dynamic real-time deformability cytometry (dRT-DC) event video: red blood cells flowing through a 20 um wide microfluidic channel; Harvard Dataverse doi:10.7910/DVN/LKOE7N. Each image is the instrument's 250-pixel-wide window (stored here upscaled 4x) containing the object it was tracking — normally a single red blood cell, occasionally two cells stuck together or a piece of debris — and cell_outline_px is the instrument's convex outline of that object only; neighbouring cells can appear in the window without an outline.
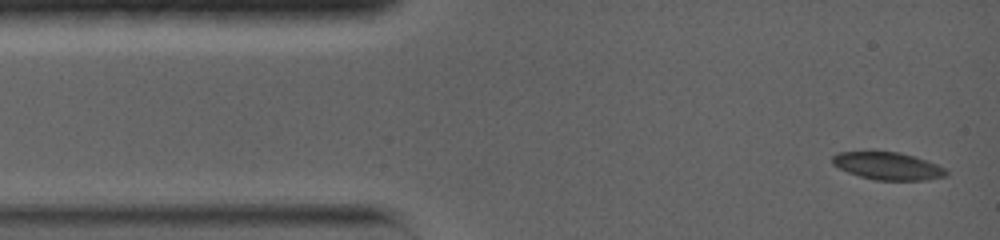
{"species": "common noctule bat (a hibernating species)", "species_latin": "Nyctalus noctula", "temperature_condition": "warm", "stored_images_in_passage": 23, "camera_frame_rate_fps": 5000, "um_per_image_px": 0.085, "animal": {"sex": "female", "body_mass_g": 19.0, "forearm_length_mm": 56.7}, "frame": {"image": 1, "passage_image": 1, "time_ms": 0.0, "image_size_px": [1000, 240], "cell_outline_px": [[948, 176], [924, 180], [876, 180], [860, 176], [848, 172], [832, 164], [832, 156], [840, 152], [900, 152], [916, 156], [936, 164], [944, 168], [948, 172]], "centroid_in_image_um": [75.49, 14.11], "position_along_channel_um": 9.5, "area_um2": 18.15}}
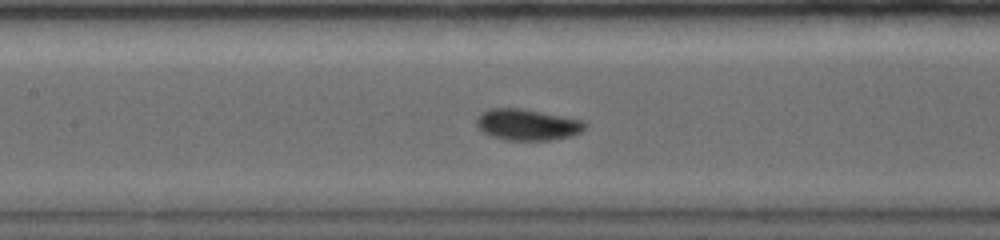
{"frame": {"image": 2, "passage_image": 10, "time_ms": 5.8, "image_size_px": [1000, 240], "cell_outline_px": [[588, 124], [580, 132], [572, 136], [552, 140], [508, 140], [492, 136], [484, 132], [476, 124], [476, 116], [492, 108], [520, 108], [584, 120]], "centroid_in_image_um": [44.85, 10.6], "position_along_channel_um": 162.5, "area_um2": 19.65}}
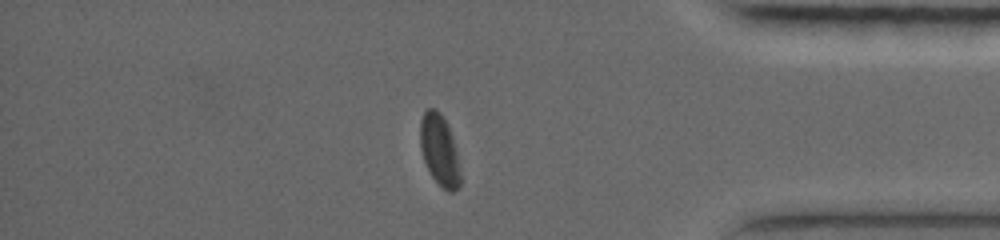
{"frame": {"image": 3, "passage_image": 20, "time_ms": 12.6, "image_size_px": [1000, 240], "cell_outline_px": [[460, 184], [452, 192], [448, 192], [432, 176], [424, 160], [420, 148], [420, 120], [424, 112], [428, 108], [436, 108], [440, 112], [448, 124], [452, 136], [456, 152], [460, 176]], "centroid_in_image_um": [37.33, 12.71], "position_along_channel_um": 397.9, "area_um2": 16.42}, "authors_computed_cell_mechanics": {"area_um2": 19.0162, "velocity_mm_per_s": 3.7807, "shape_relaxation_time_tau1_ms": 3.7941, "shape_relaxation_time_tau2_ms": null, "deformation_change_tau1": 0.1176, "deformation_change_tau2": null}}